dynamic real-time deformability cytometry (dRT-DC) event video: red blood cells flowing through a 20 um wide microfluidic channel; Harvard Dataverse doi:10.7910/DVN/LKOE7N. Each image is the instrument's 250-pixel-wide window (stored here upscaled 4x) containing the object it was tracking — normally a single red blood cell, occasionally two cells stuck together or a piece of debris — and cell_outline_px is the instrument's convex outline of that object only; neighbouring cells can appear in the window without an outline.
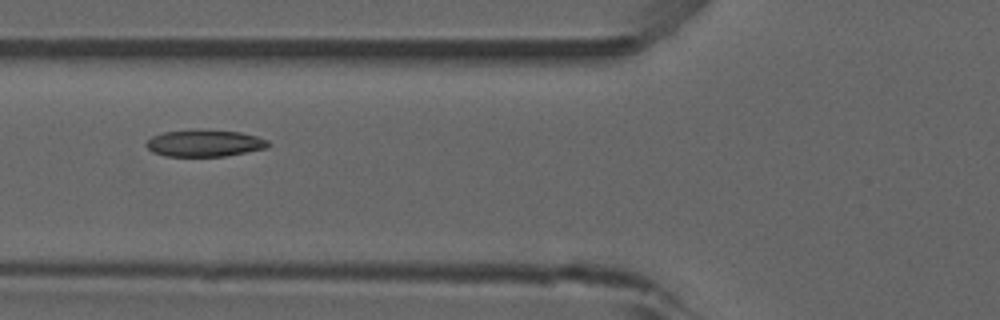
{"species": "common noctule bat (a hibernating species)", "species_latin": "Nyctalus noctula", "temperature_condition": "room temperature", "stored_images_in_passage": 43, "camera_frame_rate_fps": 3000, "um_per_image_px": 0.085, "animal": {"sex": "male", "forearm_length_mm": 52.5}, "frame": {"image": 1, "passage_image": 13, "time_ms": 4.0, "image_size_px": [1000, 320], "cell_outline_px": [[272, 144], [268, 148], [224, 156], [164, 156], [152, 152], [144, 144], [152, 136], [164, 132], [196, 128], [240, 132], [256, 136], [268, 140]], "centroid_in_image_um": [17.39, 12.15], "position_along_channel_um": 108.4, "area_um2": 19.42}, "authors_computed_cell_mechanics": {"area_um2": 19.4786, "velocity_mm_per_s": 3.8758, "shape_relaxation_time_tau1_ms": 5.2516, "shape_relaxation_time_tau2_ms": 1.8707, "deformation_change_tau1": 0.1368, "deformation_change_tau2": 0.0639}}